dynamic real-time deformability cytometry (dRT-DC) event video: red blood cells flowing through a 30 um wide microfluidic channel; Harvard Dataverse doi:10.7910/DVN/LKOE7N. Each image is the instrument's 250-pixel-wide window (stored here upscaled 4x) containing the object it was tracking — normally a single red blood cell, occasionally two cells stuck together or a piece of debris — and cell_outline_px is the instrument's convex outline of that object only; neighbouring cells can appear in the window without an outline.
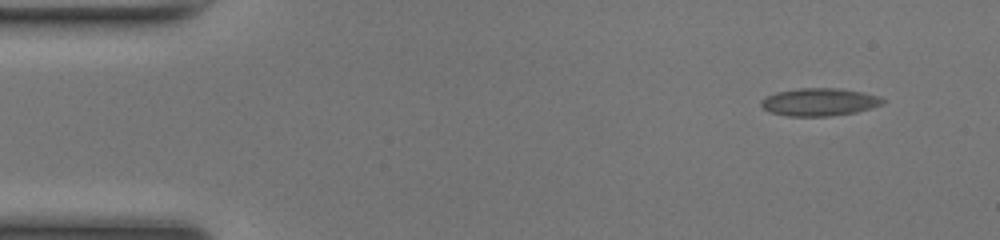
{"species": "common noctule bat (a hibernating species)", "species_latin": "Nyctalus noctula", "temperature_condition": "room temperature", "stored_images_in_passage": 46, "camera_frame_rate_fps": 3000, "um_per_image_px": 0.085, "animal": {"sex": "female", "body_mass_g": 17.0, "forearm_length_mm": 48.0}, "frame": {"image": 1, "passage_image": 1, "time_ms": 0.0, "image_size_px": [1000, 240], "cell_outline_px": [[884, 104], [856, 112], [832, 116], [788, 116], [768, 112], [760, 104], [760, 100], [764, 96], [776, 92], [800, 88], [840, 88], [880, 96], [884, 100]], "centroid_in_image_um": [69.61, 8.67], "position_along_channel_um": 15.4, "area_um2": 19.77}}
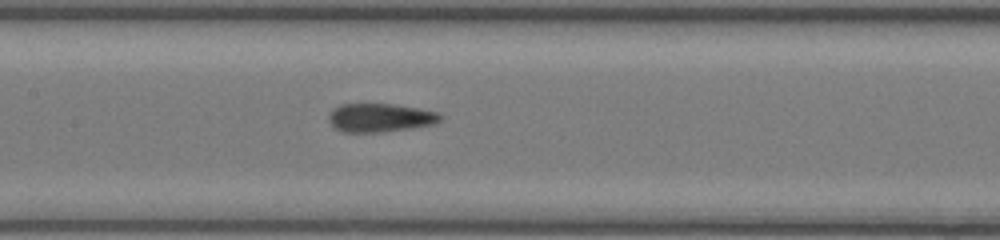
{"frame": {"image": 2, "passage_image": 20, "time_ms": 6.333, "image_size_px": [1000, 240], "cell_outline_px": [[444, 120], [436, 124], [412, 128], [384, 132], [344, 132], [332, 128], [328, 120], [328, 116], [332, 108], [340, 104], [392, 104], [416, 108], [436, 112], [444, 116]], "centroid_in_image_um": [32.3, 10.01], "position_along_channel_um": 175.1, "area_um2": 18.9}}
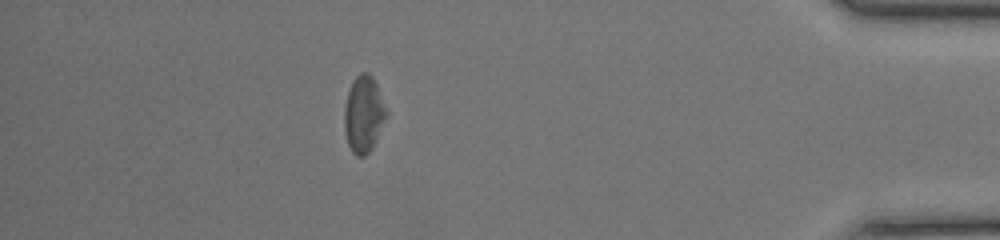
{"frame": {"image": 3, "passage_image": 40, "time_ms": 13.0, "image_size_px": [1000, 240], "cell_outline_px": [[388, 116], [372, 148], [364, 156], [356, 156], [352, 152], [348, 144], [344, 128], [344, 108], [348, 92], [352, 80], [360, 72], [368, 72], [372, 76], [376, 84], [388, 112]], "centroid_in_image_um": [30.91, 9.7], "position_along_channel_um": 404.3, "area_um2": 18.84}, "authors_computed_cell_mechanics": {"area_um2": 18.7272, "velocity_mm_per_s": 4.2111, "shape_relaxation_time_tau1_ms": 5.0708, "shape_relaxation_time_tau2_ms": 1.2797, "deformation_change_tau1": 0.1515, "deformation_change_tau2": 0.0904}}